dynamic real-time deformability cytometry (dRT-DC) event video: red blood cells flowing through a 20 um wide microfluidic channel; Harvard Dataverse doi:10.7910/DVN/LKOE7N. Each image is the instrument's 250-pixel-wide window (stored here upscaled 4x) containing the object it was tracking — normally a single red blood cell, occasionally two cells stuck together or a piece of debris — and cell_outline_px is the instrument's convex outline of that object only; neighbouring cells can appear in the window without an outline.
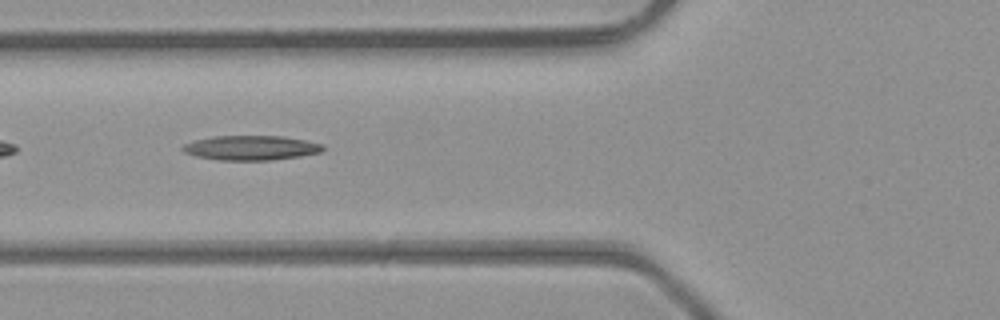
{"species": "common noctule bat (a hibernating species)", "species_latin": "Nyctalus noctula", "temperature_condition": "room temperature", "stored_images_in_passage": 4, "camera_frame_rate_fps": 3000, "um_per_image_px": 0.085, "animal": {"sex": "male", "body_mass_g": 23.1, "forearm_length_mm": 52.7}, "frame": {"image": 1, "passage_image": 4, "time_ms": 1.0, "image_size_px": [1000, 320], "cell_outline_px": [[324, 148], [320, 152], [300, 156], [272, 160], [220, 160], [196, 156], [184, 152], [180, 148], [184, 144], [196, 140], [212, 136], [284, 136], [324, 144]], "centroid_in_image_um": [21.33, 12.56], "position_along_channel_um": 104.5, "area_um2": 20.06}}